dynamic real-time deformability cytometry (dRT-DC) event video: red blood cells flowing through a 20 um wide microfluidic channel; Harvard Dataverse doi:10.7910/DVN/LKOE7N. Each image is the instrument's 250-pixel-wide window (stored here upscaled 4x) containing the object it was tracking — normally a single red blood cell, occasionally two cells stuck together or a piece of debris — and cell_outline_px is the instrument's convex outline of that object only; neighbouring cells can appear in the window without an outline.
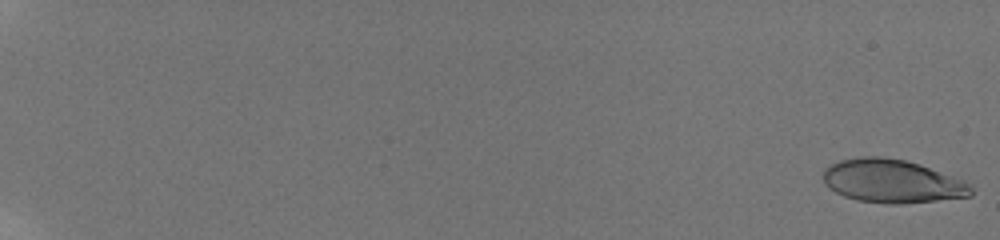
{"species": "human", "species_latin": "Homo sapiens", "temperature_condition": "room temperature", "stored_images_in_passage": 45, "camera_frame_rate_fps": 3000, "um_per_image_px": 0.085, "donor": {"sex": "male"}, "frame": {"image": 1, "passage_image": 1, "time_ms": 0.0, "image_size_px": [1000, 240], "cell_outline_px": [[972, 196], [936, 200], [896, 204], [888, 204], [856, 200], [844, 196], [828, 188], [824, 184], [824, 168], [840, 160], [860, 156], [880, 156], [904, 160], [920, 164], [964, 180], [972, 188]], "centroid_in_image_um": [75.81, 15.39], "position_along_channel_um": 9.2, "area_um2": 37.34}}
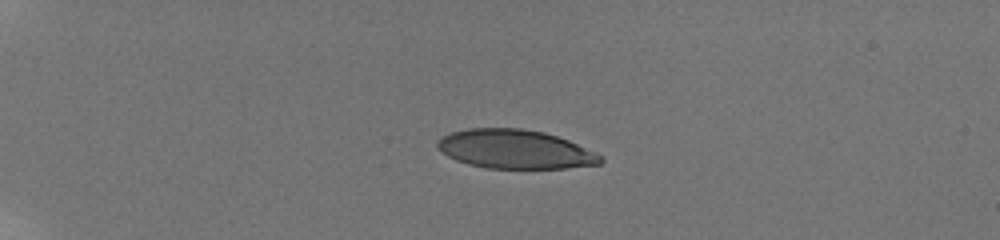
{"frame": {"image": 2, "passage_image": 27, "time_ms": 5.333, "image_size_px": [1000, 240], "cell_outline_px": [[604, 160], [600, 164], [564, 168], [488, 168], [468, 164], [456, 160], [448, 156], [436, 148], [436, 140], [452, 132], [468, 128], [520, 128], [544, 132], [568, 140], [596, 152], [604, 156]], "centroid_in_image_um": [43.78, 12.68], "position_along_channel_um": 41.2, "area_um2": 37.05}}